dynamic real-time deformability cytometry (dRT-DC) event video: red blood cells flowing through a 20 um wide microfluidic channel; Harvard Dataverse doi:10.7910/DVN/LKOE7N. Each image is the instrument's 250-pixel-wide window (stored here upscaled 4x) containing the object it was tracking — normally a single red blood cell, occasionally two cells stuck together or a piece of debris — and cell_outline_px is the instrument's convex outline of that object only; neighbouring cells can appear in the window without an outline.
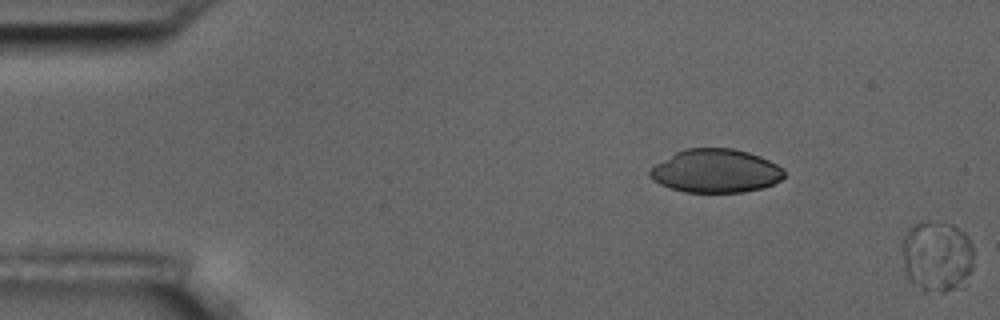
{"species": "common noctule bat (a hibernating species)", "species_latin": "Nyctalus noctula", "temperature_condition": "room temperature", "stored_images_in_passage": 3, "segment_of_instrument_passage": [2, 2], "camera_frame_rate_fps": 3000, "um_per_image_px": 0.085, "animal": {"sex": "male", "body_mass_g": 17.5, "forearm_length_mm": 52.3}, "frame": {"image": 1, "passage_image": 3, "time_ms": 2.333, "image_size_px": [1000, 320], "cell_outline_px": [[972, 268], [964, 288], [944, 292], [920, 292], [908, 276], [904, 268], [904, 236], [908, 228], [912, 224], [952, 224], [964, 232], [968, 236], [972, 248]], "centroid_in_image_um": [79.68, 21.86], "position_along_channel_um": 5.3, "area_um2": 29.59}}